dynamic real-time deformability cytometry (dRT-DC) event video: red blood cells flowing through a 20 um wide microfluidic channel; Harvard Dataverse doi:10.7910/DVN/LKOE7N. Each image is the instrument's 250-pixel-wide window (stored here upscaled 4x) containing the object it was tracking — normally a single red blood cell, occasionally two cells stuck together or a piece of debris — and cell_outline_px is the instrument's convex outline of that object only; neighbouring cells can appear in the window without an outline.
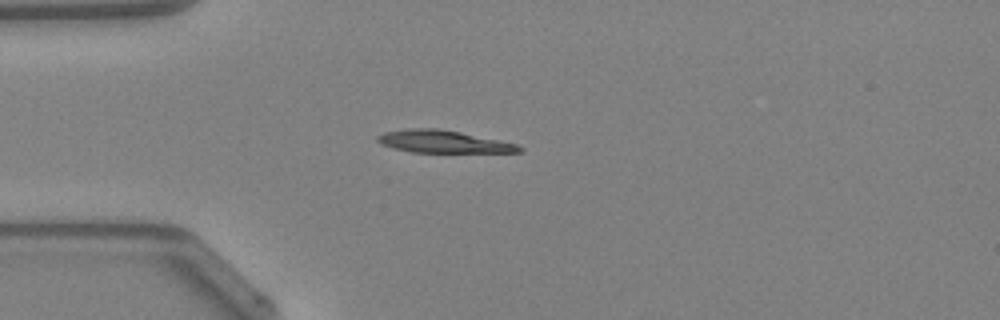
{"species": "Egyptian fruit bat (a non-hibernating species)", "species_latin": "Rousettus aegyptiacus", "temperature_condition": "warm", "stored_images_in_passage": 36, "camera_frame_rate_fps": 3000, "um_per_image_px": 0.085, "animal": {"sex": "female"}, "frame": {"image": 1, "passage_image": 1, "time_ms": 0.0, "image_size_px": [1000, 320], "cell_outline_px": [[524, 148], [520, 152], [412, 152], [392, 148], [380, 144], [376, 140], [376, 136], [384, 132], [416, 128], [436, 128], [460, 132], [516, 144]], "centroid_in_image_um": [37.62, 12.04], "position_along_channel_um": 47.4, "area_um2": 18.26}}
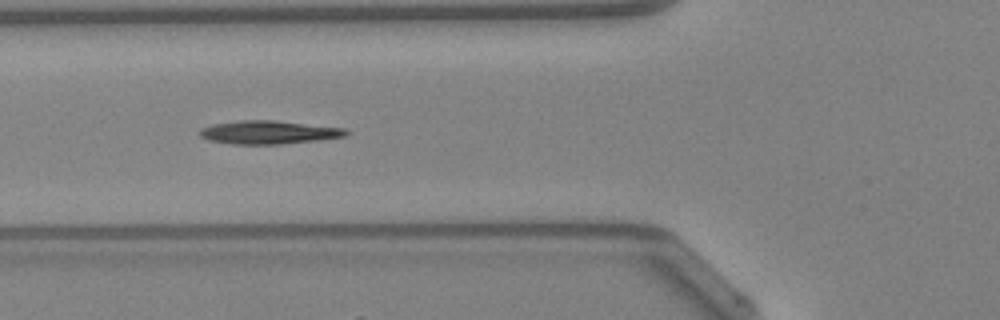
{"frame": {"image": 2, "passage_image": 6, "time_ms": 1.667, "image_size_px": [1000, 320], "cell_outline_px": [[348, 136], [316, 140], [280, 144], [232, 144], [208, 140], [200, 136], [200, 128], [212, 124], [240, 120], [272, 120], [344, 128], [348, 132]], "centroid_in_image_um": [22.8, 11.24], "position_along_channel_um": 103.0, "area_um2": 19.77}, "authors_computed_cell_mechanics": {"area_um2": 18.8139, "velocity_mm_per_s": 4.2796, "shape_relaxation_time_tau1_ms": 6.4399, "shape_relaxation_time_tau2_ms": null, "deformation_change_tau1": 0.231, "deformation_change_tau2": null}}